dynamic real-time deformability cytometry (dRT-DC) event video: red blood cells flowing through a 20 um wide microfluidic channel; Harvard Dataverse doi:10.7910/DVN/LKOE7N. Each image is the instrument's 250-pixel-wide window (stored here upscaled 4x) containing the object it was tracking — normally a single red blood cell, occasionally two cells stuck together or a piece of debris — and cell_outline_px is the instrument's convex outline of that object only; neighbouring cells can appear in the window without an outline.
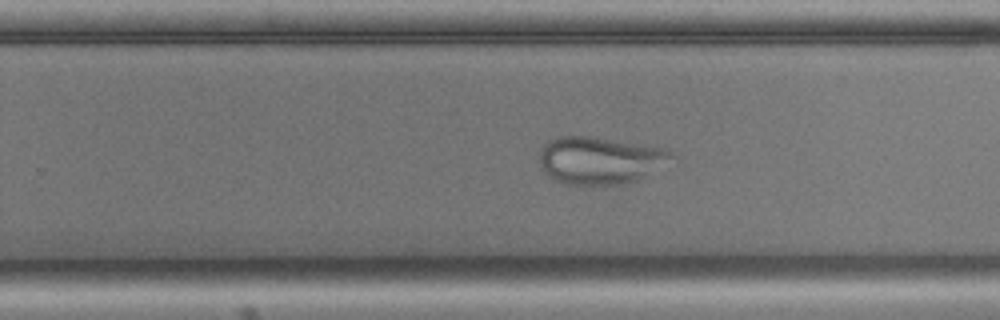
{"species": "common noctule bat (a hibernating species)", "species_latin": "Nyctalus noctula", "temperature_condition": "cold", "stored_images_in_passage": 54, "camera_frame_rate_fps": 3000, "um_per_image_px": 0.085, "animal": {"sex": "male", "body_mass_g": 17.9, "forearm_length_mm": 54.2}, "frame": {"image": 1, "passage_image": 34, "time_ms": 11.0, "image_size_px": [1000, 320], "cell_outline_px": [[680, 160], [636, 180], [624, 184], [568, 184], [552, 180], [544, 172], [540, 164], [540, 152], [544, 144], [548, 140], [556, 136], [592, 136], [664, 148], [680, 156]], "centroid_in_image_um": [51.08, 13.62], "position_along_channel_um": 278.7, "area_um2": 37.17}}